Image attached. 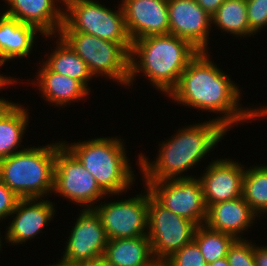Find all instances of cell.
Returning a JSON list of instances; mask_svg holds the SVG:
<instances>
[{"instance_id": "1", "label": "cell", "mask_w": 267, "mask_h": 266, "mask_svg": "<svg viewBox=\"0 0 267 266\" xmlns=\"http://www.w3.org/2000/svg\"><path fill=\"white\" fill-rule=\"evenodd\" d=\"M207 51L199 53L182 72L177 86L169 93L172 100L200 110L222 113L216 119L227 130L235 123L267 116V108H239L240 89L231 78L208 58Z\"/></svg>"}, {"instance_id": "2", "label": "cell", "mask_w": 267, "mask_h": 266, "mask_svg": "<svg viewBox=\"0 0 267 266\" xmlns=\"http://www.w3.org/2000/svg\"><path fill=\"white\" fill-rule=\"evenodd\" d=\"M216 119L189 125L178 131L171 139L162 143L159 155L152 164L144 155H139V168L144 174V180L193 178L181 174L197 165L228 131Z\"/></svg>"}, {"instance_id": "3", "label": "cell", "mask_w": 267, "mask_h": 266, "mask_svg": "<svg viewBox=\"0 0 267 266\" xmlns=\"http://www.w3.org/2000/svg\"><path fill=\"white\" fill-rule=\"evenodd\" d=\"M199 53L190 42L173 34L152 35L132 41L130 51V76L144 72L153 87L169 93L177 86L180 76L189 62ZM136 56L139 58L138 62ZM131 83V84H130Z\"/></svg>"}, {"instance_id": "4", "label": "cell", "mask_w": 267, "mask_h": 266, "mask_svg": "<svg viewBox=\"0 0 267 266\" xmlns=\"http://www.w3.org/2000/svg\"><path fill=\"white\" fill-rule=\"evenodd\" d=\"M62 143L95 177L106 194L119 195L134 184L135 175L121 139L100 137L70 145Z\"/></svg>"}, {"instance_id": "5", "label": "cell", "mask_w": 267, "mask_h": 266, "mask_svg": "<svg viewBox=\"0 0 267 266\" xmlns=\"http://www.w3.org/2000/svg\"><path fill=\"white\" fill-rule=\"evenodd\" d=\"M56 142L28 147L0 160V180L21 199H40L54 188Z\"/></svg>"}, {"instance_id": "6", "label": "cell", "mask_w": 267, "mask_h": 266, "mask_svg": "<svg viewBox=\"0 0 267 266\" xmlns=\"http://www.w3.org/2000/svg\"><path fill=\"white\" fill-rule=\"evenodd\" d=\"M58 35L83 59L93 77L106 75L128 85L132 45H120L80 32H59Z\"/></svg>"}, {"instance_id": "7", "label": "cell", "mask_w": 267, "mask_h": 266, "mask_svg": "<svg viewBox=\"0 0 267 266\" xmlns=\"http://www.w3.org/2000/svg\"><path fill=\"white\" fill-rule=\"evenodd\" d=\"M64 6L67 10L59 32L86 33L120 45H132L122 6L116 12L94 0H73Z\"/></svg>"}, {"instance_id": "8", "label": "cell", "mask_w": 267, "mask_h": 266, "mask_svg": "<svg viewBox=\"0 0 267 266\" xmlns=\"http://www.w3.org/2000/svg\"><path fill=\"white\" fill-rule=\"evenodd\" d=\"M196 225L161 205L149 191L148 229L151 252L156 261H165L193 240Z\"/></svg>"}, {"instance_id": "9", "label": "cell", "mask_w": 267, "mask_h": 266, "mask_svg": "<svg viewBox=\"0 0 267 266\" xmlns=\"http://www.w3.org/2000/svg\"><path fill=\"white\" fill-rule=\"evenodd\" d=\"M53 192L80 206H88L86 209H93L91 205L107 195L62 141L56 143Z\"/></svg>"}, {"instance_id": "10", "label": "cell", "mask_w": 267, "mask_h": 266, "mask_svg": "<svg viewBox=\"0 0 267 266\" xmlns=\"http://www.w3.org/2000/svg\"><path fill=\"white\" fill-rule=\"evenodd\" d=\"M144 182L151 195L165 208L192 221L196 226L205 223L207 206L199 178Z\"/></svg>"}, {"instance_id": "11", "label": "cell", "mask_w": 267, "mask_h": 266, "mask_svg": "<svg viewBox=\"0 0 267 266\" xmlns=\"http://www.w3.org/2000/svg\"><path fill=\"white\" fill-rule=\"evenodd\" d=\"M146 189V194L93 207L101 219L108 240L147 235L149 189Z\"/></svg>"}, {"instance_id": "12", "label": "cell", "mask_w": 267, "mask_h": 266, "mask_svg": "<svg viewBox=\"0 0 267 266\" xmlns=\"http://www.w3.org/2000/svg\"><path fill=\"white\" fill-rule=\"evenodd\" d=\"M68 239L61 259L80 264L103 259L108 238L94 209L84 207Z\"/></svg>"}, {"instance_id": "13", "label": "cell", "mask_w": 267, "mask_h": 266, "mask_svg": "<svg viewBox=\"0 0 267 266\" xmlns=\"http://www.w3.org/2000/svg\"><path fill=\"white\" fill-rule=\"evenodd\" d=\"M169 34L207 51L212 17L195 0H168Z\"/></svg>"}, {"instance_id": "14", "label": "cell", "mask_w": 267, "mask_h": 266, "mask_svg": "<svg viewBox=\"0 0 267 266\" xmlns=\"http://www.w3.org/2000/svg\"><path fill=\"white\" fill-rule=\"evenodd\" d=\"M125 25L131 41L169 34L168 0H122Z\"/></svg>"}, {"instance_id": "15", "label": "cell", "mask_w": 267, "mask_h": 266, "mask_svg": "<svg viewBox=\"0 0 267 266\" xmlns=\"http://www.w3.org/2000/svg\"><path fill=\"white\" fill-rule=\"evenodd\" d=\"M245 169L229 159H217L206 167L200 177L207 208L219 202L242 196Z\"/></svg>"}, {"instance_id": "16", "label": "cell", "mask_w": 267, "mask_h": 266, "mask_svg": "<svg viewBox=\"0 0 267 266\" xmlns=\"http://www.w3.org/2000/svg\"><path fill=\"white\" fill-rule=\"evenodd\" d=\"M38 200L29 198L18 201L16 208L12 212V215H16H14L5 234L6 241L16 245L26 242L40 233L48 221L53 218L55 213L54 204L48 200Z\"/></svg>"}, {"instance_id": "17", "label": "cell", "mask_w": 267, "mask_h": 266, "mask_svg": "<svg viewBox=\"0 0 267 266\" xmlns=\"http://www.w3.org/2000/svg\"><path fill=\"white\" fill-rule=\"evenodd\" d=\"M10 9L4 14L21 23L34 26L45 37L59 33L64 23V10L55 0H6ZM57 1V0H56ZM60 3L62 1L60 0ZM56 6V7H55ZM63 10V11H62Z\"/></svg>"}, {"instance_id": "18", "label": "cell", "mask_w": 267, "mask_h": 266, "mask_svg": "<svg viewBox=\"0 0 267 266\" xmlns=\"http://www.w3.org/2000/svg\"><path fill=\"white\" fill-rule=\"evenodd\" d=\"M256 217L258 216L241 196L210 205L207 208L205 225L212 230L230 234L235 239H241L240 233L246 231Z\"/></svg>"}, {"instance_id": "19", "label": "cell", "mask_w": 267, "mask_h": 266, "mask_svg": "<svg viewBox=\"0 0 267 266\" xmlns=\"http://www.w3.org/2000/svg\"><path fill=\"white\" fill-rule=\"evenodd\" d=\"M36 33L40 32L34 26L3 13L0 16V66L17 57L29 58Z\"/></svg>"}, {"instance_id": "20", "label": "cell", "mask_w": 267, "mask_h": 266, "mask_svg": "<svg viewBox=\"0 0 267 266\" xmlns=\"http://www.w3.org/2000/svg\"><path fill=\"white\" fill-rule=\"evenodd\" d=\"M103 259L110 266H150L155 261L148 235L108 240Z\"/></svg>"}, {"instance_id": "21", "label": "cell", "mask_w": 267, "mask_h": 266, "mask_svg": "<svg viewBox=\"0 0 267 266\" xmlns=\"http://www.w3.org/2000/svg\"><path fill=\"white\" fill-rule=\"evenodd\" d=\"M42 65L36 83L46 101L62 106L89 95V90L79 80L55 73L45 64Z\"/></svg>"}, {"instance_id": "22", "label": "cell", "mask_w": 267, "mask_h": 266, "mask_svg": "<svg viewBox=\"0 0 267 266\" xmlns=\"http://www.w3.org/2000/svg\"><path fill=\"white\" fill-rule=\"evenodd\" d=\"M25 110L17 103H0V160L26 149L18 150L28 124L29 114Z\"/></svg>"}, {"instance_id": "23", "label": "cell", "mask_w": 267, "mask_h": 266, "mask_svg": "<svg viewBox=\"0 0 267 266\" xmlns=\"http://www.w3.org/2000/svg\"><path fill=\"white\" fill-rule=\"evenodd\" d=\"M57 41V48L43 62L51 71L79 80L88 90L87 82L93 78L87 64L76 52L61 38Z\"/></svg>"}, {"instance_id": "24", "label": "cell", "mask_w": 267, "mask_h": 266, "mask_svg": "<svg viewBox=\"0 0 267 266\" xmlns=\"http://www.w3.org/2000/svg\"><path fill=\"white\" fill-rule=\"evenodd\" d=\"M213 24L236 36L255 35L248 24L246 0H225L212 15Z\"/></svg>"}, {"instance_id": "25", "label": "cell", "mask_w": 267, "mask_h": 266, "mask_svg": "<svg viewBox=\"0 0 267 266\" xmlns=\"http://www.w3.org/2000/svg\"><path fill=\"white\" fill-rule=\"evenodd\" d=\"M242 196L256 215L267 212V165L245 170Z\"/></svg>"}, {"instance_id": "26", "label": "cell", "mask_w": 267, "mask_h": 266, "mask_svg": "<svg viewBox=\"0 0 267 266\" xmlns=\"http://www.w3.org/2000/svg\"><path fill=\"white\" fill-rule=\"evenodd\" d=\"M193 240L199 246L206 263L209 264L225 258L235 238L230 234L212 230L203 224L196 227Z\"/></svg>"}, {"instance_id": "27", "label": "cell", "mask_w": 267, "mask_h": 266, "mask_svg": "<svg viewBox=\"0 0 267 266\" xmlns=\"http://www.w3.org/2000/svg\"><path fill=\"white\" fill-rule=\"evenodd\" d=\"M165 262L168 266H207L205 258L194 240L173 253Z\"/></svg>"}, {"instance_id": "28", "label": "cell", "mask_w": 267, "mask_h": 266, "mask_svg": "<svg viewBox=\"0 0 267 266\" xmlns=\"http://www.w3.org/2000/svg\"><path fill=\"white\" fill-rule=\"evenodd\" d=\"M243 238L235 239L227 252L230 266H256L254 259V245Z\"/></svg>"}, {"instance_id": "29", "label": "cell", "mask_w": 267, "mask_h": 266, "mask_svg": "<svg viewBox=\"0 0 267 266\" xmlns=\"http://www.w3.org/2000/svg\"><path fill=\"white\" fill-rule=\"evenodd\" d=\"M248 24L256 34L267 25V0H246Z\"/></svg>"}, {"instance_id": "30", "label": "cell", "mask_w": 267, "mask_h": 266, "mask_svg": "<svg viewBox=\"0 0 267 266\" xmlns=\"http://www.w3.org/2000/svg\"><path fill=\"white\" fill-rule=\"evenodd\" d=\"M20 199V197L0 180V220L12 215Z\"/></svg>"}, {"instance_id": "31", "label": "cell", "mask_w": 267, "mask_h": 266, "mask_svg": "<svg viewBox=\"0 0 267 266\" xmlns=\"http://www.w3.org/2000/svg\"><path fill=\"white\" fill-rule=\"evenodd\" d=\"M211 17L225 0H195Z\"/></svg>"}, {"instance_id": "32", "label": "cell", "mask_w": 267, "mask_h": 266, "mask_svg": "<svg viewBox=\"0 0 267 266\" xmlns=\"http://www.w3.org/2000/svg\"><path fill=\"white\" fill-rule=\"evenodd\" d=\"M254 259L256 266H267V246L256 247L254 245Z\"/></svg>"}, {"instance_id": "33", "label": "cell", "mask_w": 267, "mask_h": 266, "mask_svg": "<svg viewBox=\"0 0 267 266\" xmlns=\"http://www.w3.org/2000/svg\"><path fill=\"white\" fill-rule=\"evenodd\" d=\"M12 77H10V78H6V77H4V75L3 74H1L0 75V89H2V88H4V86L6 87V86H8L9 84H13L14 82L16 83V81L12 78ZM13 82V83H12ZM6 99H2V98H0V103L1 102H3V101H5Z\"/></svg>"}, {"instance_id": "34", "label": "cell", "mask_w": 267, "mask_h": 266, "mask_svg": "<svg viewBox=\"0 0 267 266\" xmlns=\"http://www.w3.org/2000/svg\"><path fill=\"white\" fill-rule=\"evenodd\" d=\"M207 266H230V265L228 263L227 258L225 257V258L218 259L215 262L209 263L207 264Z\"/></svg>"}, {"instance_id": "35", "label": "cell", "mask_w": 267, "mask_h": 266, "mask_svg": "<svg viewBox=\"0 0 267 266\" xmlns=\"http://www.w3.org/2000/svg\"><path fill=\"white\" fill-rule=\"evenodd\" d=\"M49 266H83V264L80 263H74V262H69L66 261L64 259H61L58 264H54V265H49Z\"/></svg>"}, {"instance_id": "36", "label": "cell", "mask_w": 267, "mask_h": 266, "mask_svg": "<svg viewBox=\"0 0 267 266\" xmlns=\"http://www.w3.org/2000/svg\"><path fill=\"white\" fill-rule=\"evenodd\" d=\"M83 266H110L104 259L92 261L90 263L83 264Z\"/></svg>"}, {"instance_id": "37", "label": "cell", "mask_w": 267, "mask_h": 266, "mask_svg": "<svg viewBox=\"0 0 267 266\" xmlns=\"http://www.w3.org/2000/svg\"><path fill=\"white\" fill-rule=\"evenodd\" d=\"M150 266H168L165 261H154Z\"/></svg>"}, {"instance_id": "38", "label": "cell", "mask_w": 267, "mask_h": 266, "mask_svg": "<svg viewBox=\"0 0 267 266\" xmlns=\"http://www.w3.org/2000/svg\"><path fill=\"white\" fill-rule=\"evenodd\" d=\"M70 1H73V0H62V3H64L63 5H65L67 2H70Z\"/></svg>"}]
</instances>
